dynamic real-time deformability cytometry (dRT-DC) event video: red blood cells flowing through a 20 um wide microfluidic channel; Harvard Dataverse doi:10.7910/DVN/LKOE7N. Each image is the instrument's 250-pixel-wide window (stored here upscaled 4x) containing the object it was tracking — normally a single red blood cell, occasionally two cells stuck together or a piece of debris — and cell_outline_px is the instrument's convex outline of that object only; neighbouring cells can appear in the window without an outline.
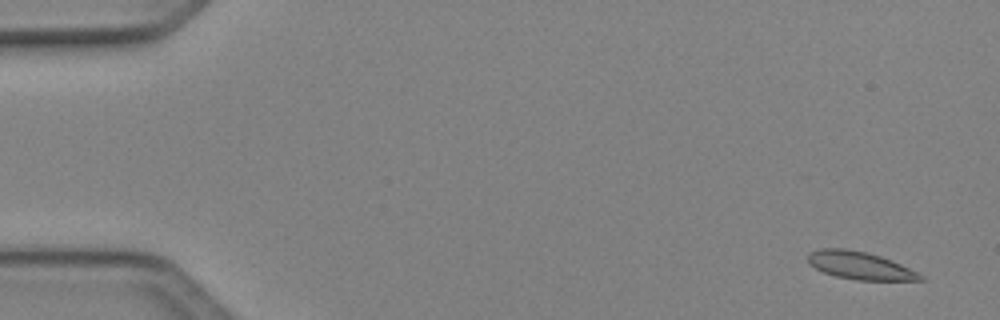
{"species": "Egyptian fruit bat (a non-hibernating species)", "species_latin": "Rousettus aegyptiacus", "temperature_condition": "cold", "stored_images_in_passage": 51, "camera_frame_rate_fps": 3000, "um_per_image_px": 0.085, "animal": {"sex": "female"}, "frame": {"image": 1, "passage_image": 3, "time_ms": 0.667, "image_size_px": [1000, 320], "cell_outline_px": [[924, 280], [856, 280], [836, 276], [824, 272], [816, 268], [808, 260], [808, 252], [820, 248], [844, 248], [868, 252], [892, 260], [924, 276]], "centroid_in_image_um": [73.08, 22.56], "position_along_channel_um": 11.9, "area_um2": 17.98}}
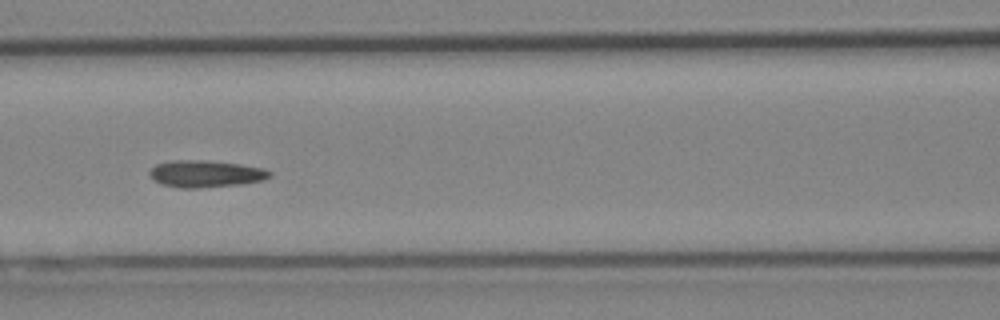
{"frame": {"image": 2, "passage_image": 23, "time_ms": 7.333, "image_size_px": [1000, 320], "cell_outline_px": [[272, 176], [264, 180], [240, 184], [196, 188], [180, 188], [164, 184], [156, 180], [148, 172], [156, 164], [168, 160], [208, 160], [240, 164], [264, 168], [272, 172]], "centroid_in_image_um": [17.52, 14.76], "position_along_channel_um": 149.1, "area_um2": 18.84}}
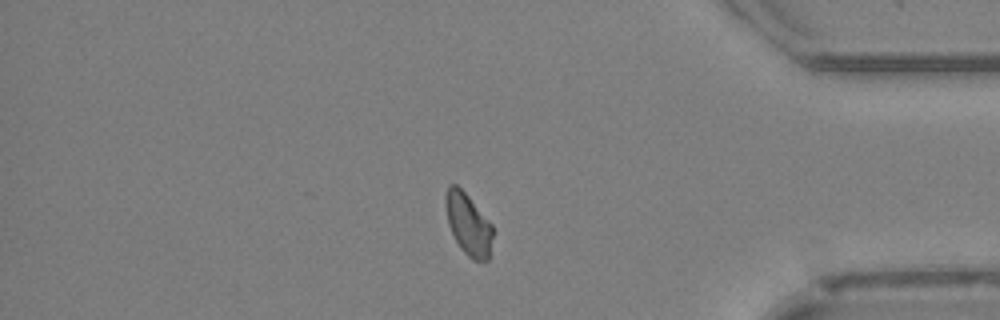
{"frame": {"image": 3, "passage_image": 43, "time_ms": 14.0, "image_size_px": [1000, 320], "cell_outline_px": [[492, 236], [488, 260], [472, 260], [460, 248], [448, 224], [444, 204], [444, 192], [448, 184], [456, 184], [468, 196], [492, 224]], "centroid_in_image_um": [39.76, 19.02], "position_along_channel_um": 395.4, "area_um2": 16.94}}